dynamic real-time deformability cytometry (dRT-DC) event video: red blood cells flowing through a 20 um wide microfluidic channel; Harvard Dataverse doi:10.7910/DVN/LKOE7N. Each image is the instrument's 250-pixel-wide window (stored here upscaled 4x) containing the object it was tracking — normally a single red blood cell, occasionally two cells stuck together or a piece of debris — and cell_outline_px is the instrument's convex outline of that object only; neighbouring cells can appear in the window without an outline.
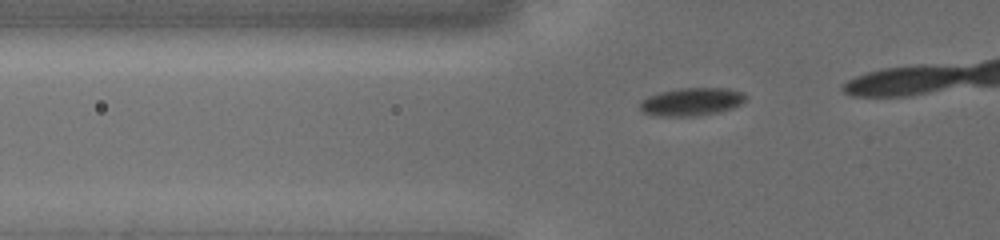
{"species": "common noctule bat (a hibernating species)", "species_latin": "Nyctalus noctula", "temperature_condition": "cold", "stored_images_in_passage": 10, "camera_frame_rate_fps": 3000, "um_per_image_px": 0.085, "animal": {"sex": "female", "body_mass_g": 19.5, "forearm_length_mm": 54.1}, "frame": {"image": 1, "passage_image": 6, "time_ms": 2.333, "image_size_px": [1000, 240], "cell_outline_px": [[744, 100], [740, 104], [732, 108], [720, 112], [692, 116], [664, 116], [644, 112], [640, 108], [640, 100], [648, 96], [660, 92], [680, 88], [724, 88], [740, 92], [744, 96]], "centroid_in_image_um": [58.75, 8.64], "position_along_channel_um": 67.1, "area_um2": 16.88}}
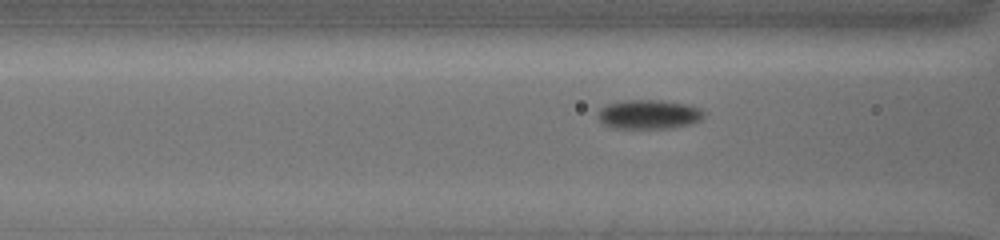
{"frame": {"image": 2, "passage_image": 9, "time_ms": 3.667, "image_size_px": [1000, 240], "cell_outline_px": [[704, 116], [700, 120], [688, 124], [668, 128], [612, 128], [604, 124], [600, 120], [600, 108], [608, 104], [624, 100], [660, 100], [684, 104], [700, 108], [704, 112]], "centroid_in_image_um": [55.15, 9.72], "position_along_channel_um": 111.5, "area_um2": 17.74}}